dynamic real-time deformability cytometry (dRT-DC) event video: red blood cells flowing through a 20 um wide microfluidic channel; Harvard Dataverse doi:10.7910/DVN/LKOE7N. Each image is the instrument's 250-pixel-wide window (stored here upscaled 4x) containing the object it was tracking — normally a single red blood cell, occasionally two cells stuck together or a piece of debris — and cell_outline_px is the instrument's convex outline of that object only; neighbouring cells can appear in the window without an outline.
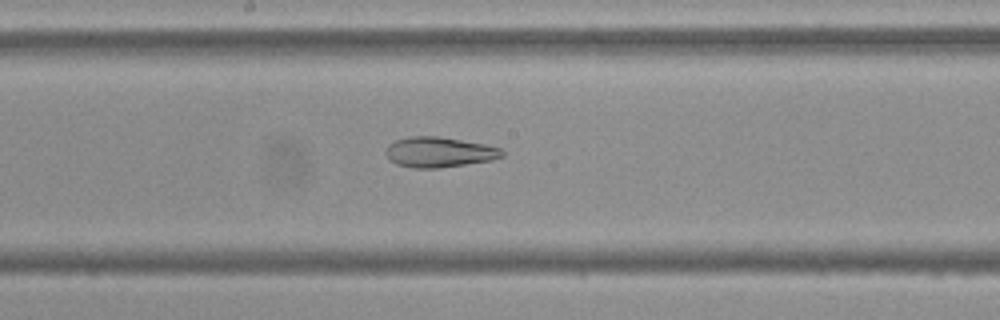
{"species": "Egyptian fruit bat (a non-hibernating species)", "species_latin": "Rousettus aegyptiacus", "temperature_condition": "cold", "stored_images_in_passage": 55, "camera_frame_rate_fps": 3000, "um_per_image_px": 0.085, "frame": {"image": 1, "passage_image": 29, "time_ms": 9.333, "image_size_px": [1000, 320], "cell_outline_px": [[504, 156], [492, 160], [440, 168], [412, 168], [396, 164], [388, 160], [384, 152], [388, 144], [396, 140], [408, 136], [436, 136], [484, 144], [500, 148], [504, 152]], "centroid_in_image_um": [37.28, 12.94], "position_along_channel_um": 210.9, "area_um2": 20.63}}
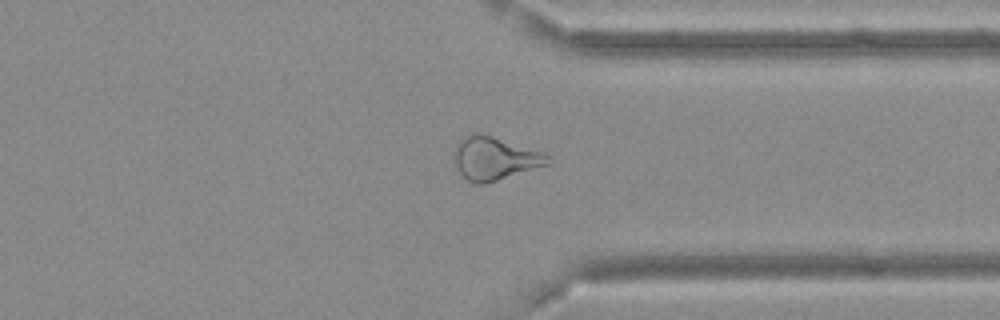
{"frame": {"image": 2, "passage_image": 42, "time_ms": 13.667, "image_size_px": [1000, 320], "cell_outline_px": [[552, 160], [548, 164], [484, 184], [472, 184], [460, 172], [452, 160], [452, 156], [456, 144], [464, 136], [472, 132], [476, 132], [492, 136], [544, 152]], "centroid_in_image_um": [42.0, 13.45], "position_along_channel_um": 369.4, "area_um2": 23.52}}
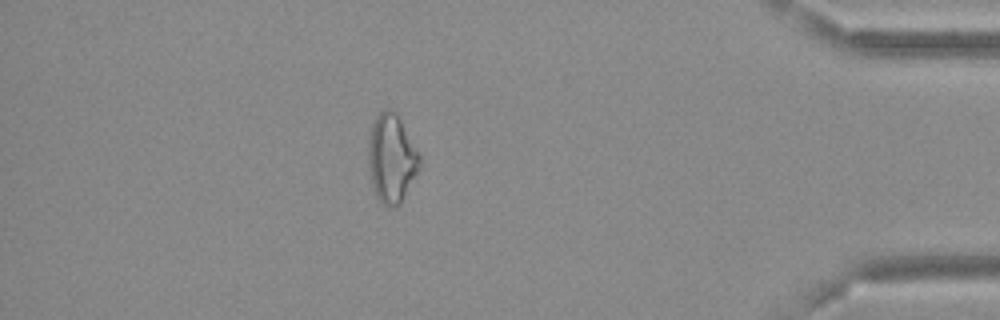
{"frame": {"image": 3, "passage_image": 48, "time_ms": 15.667, "image_size_px": [1000, 320], "cell_outline_px": [[420, 168], [400, 204], [396, 208], [392, 208], [384, 204], [376, 196], [372, 184], [368, 164], [368, 140], [372, 124], [376, 116], [384, 108], [388, 108], [396, 112], [420, 156]], "centroid_in_image_um": [33.27, 13.47], "position_along_channel_um": 401.9, "area_um2": 26.36}, "authors_computed_cell_mechanics": {"area_um2": 25.6632, "velocity_mm_per_s": 3.6888, "shape_relaxation_time_tau1_ms": null, "shape_relaxation_time_tau2_ms": 3.4408, "deformation_change_tau1": null, "deformation_change_tau2": 0.1066}}